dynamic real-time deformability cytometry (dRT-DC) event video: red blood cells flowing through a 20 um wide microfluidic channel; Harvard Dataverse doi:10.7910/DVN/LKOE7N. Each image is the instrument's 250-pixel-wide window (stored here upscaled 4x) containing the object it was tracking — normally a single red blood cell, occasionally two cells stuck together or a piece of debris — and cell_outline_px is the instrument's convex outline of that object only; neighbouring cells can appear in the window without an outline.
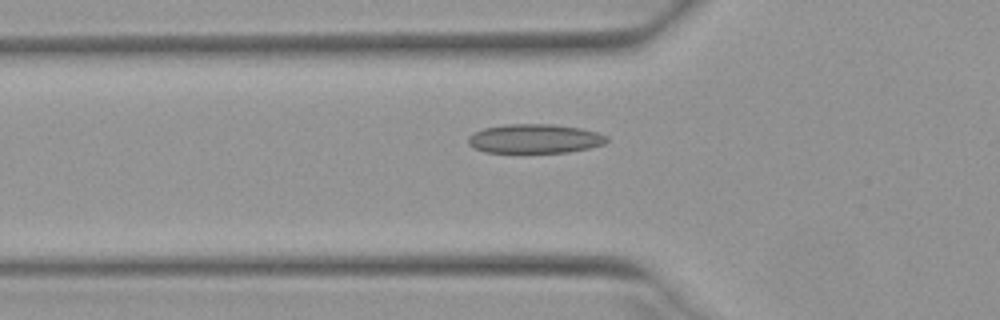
{"species": "Egyptian fruit bat (a non-hibernating species)", "species_latin": "Rousettus aegyptiacus", "temperature_condition": "warm", "stored_images_in_passage": 36, "camera_frame_rate_fps": 3000, "um_per_image_px": 0.085, "animal": {"sex": "female"}, "frame": {"image": 1, "passage_image": 2, "time_ms": 0.333, "image_size_px": [1000, 320], "cell_outline_px": [[608, 140], [604, 144], [588, 148], [568, 152], [484, 152], [468, 144], [468, 136], [484, 128], [504, 124], [552, 124], [580, 128], [596, 132], [608, 136]], "centroid_in_image_um": [45.46, 11.78], "position_along_channel_um": 80.3, "area_um2": 23.41}}
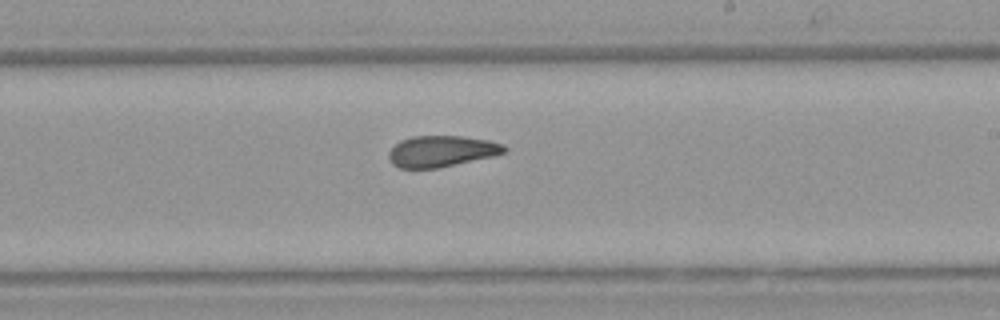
{"frame": {"image": 2, "passage_image": 15, "time_ms": 4.667, "image_size_px": [1000, 320], "cell_outline_px": [[508, 148], [504, 152], [492, 156], [436, 168], [400, 168], [392, 164], [388, 156], [388, 152], [400, 140], [412, 136], [460, 136], [488, 140], [504, 144]], "centroid_in_image_um": [37.51, 12.84], "position_along_channel_um": 251.5, "area_um2": 20.81}}
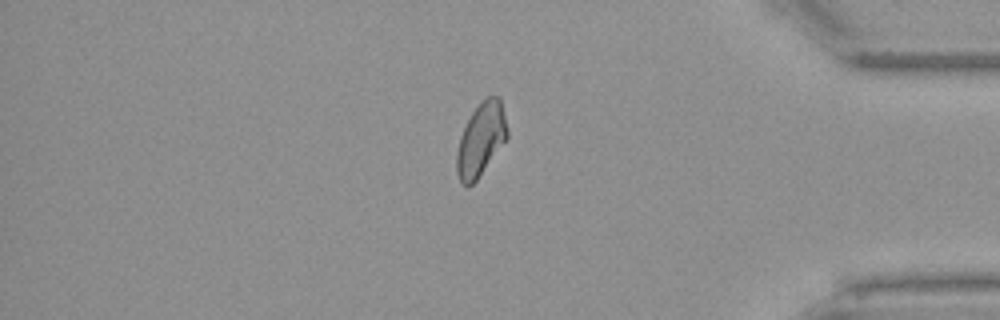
{"frame": {"image": 3, "passage_image": 28, "time_ms": 9.0, "image_size_px": [1000, 320], "cell_outline_px": [[508, 140], [476, 180], [468, 188], [460, 184], [456, 172], [456, 152], [460, 136], [472, 112], [480, 100], [484, 96], [500, 96], [508, 132]], "centroid_in_image_um": [40.88, 11.87], "position_along_channel_um": 394.3, "area_um2": 21.96}, "authors_computed_cell_mechanics": {"area_um2": 21.5883, "velocity_mm_per_s": 3.9458, "shape_relaxation_time_tau1_ms": null, "shape_relaxation_time_tau2_ms": 2.153, "deformation_change_tau1": null, "deformation_change_tau2": 0.0698}}